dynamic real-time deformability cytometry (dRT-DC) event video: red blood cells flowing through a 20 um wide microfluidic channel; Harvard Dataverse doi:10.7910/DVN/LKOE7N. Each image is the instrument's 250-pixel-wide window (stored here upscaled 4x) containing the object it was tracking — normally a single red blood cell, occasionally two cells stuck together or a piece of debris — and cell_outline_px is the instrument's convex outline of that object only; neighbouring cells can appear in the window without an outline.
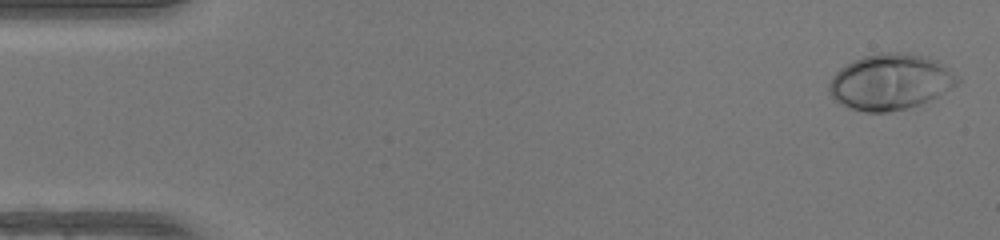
{"species": "human", "species_latin": "Homo sapiens", "temperature_condition": "warm", "stored_images_in_passage": 49, "camera_frame_rate_fps": 3000, "um_per_image_px": 0.085, "donor": {"sex": "female"}, "frame": {"image": 1, "passage_image": 2, "time_ms": 0.333, "image_size_px": [1000, 240], "cell_outline_px": [[960, 80], [956, 84], [936, 96], [920, 104], [908, 108], [888, 112], [864, 112], [840, 104], [828, 92], [828, 84], [832, 76], [840, 68], [864, 56], [880, 52], [904, 52], [928, 56], [944, 64]], "centroid_in_image_um": [75.66, 6.95], "position_along_channel_um": 9.3, "area_um2": 41.56}}
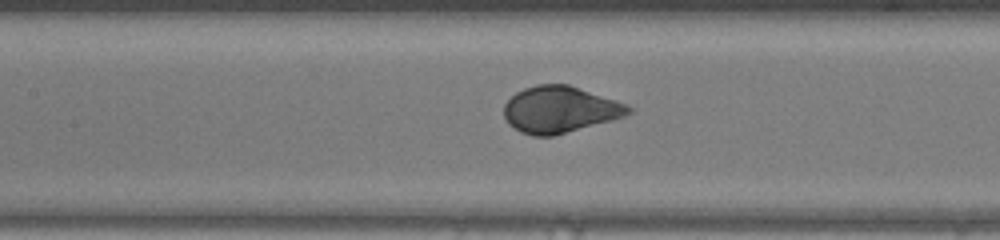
{"frame": {"image": 2, "passage_image": 23, "time_ms": 7.333, "image_size_px": [1000, 240], "cell_outline_px": [[632, 112], [624, 116], [612, 120], [552, 136], [532, 136], [520, 132], [512, 128], [508, 124], [504, 116], [504, 104], [516, 92], [524, 88], [536, 84], [568, 84], [628, 104], [632, 108]], "centroid_in_image_um": [47.57, 9.31], "position_along_channel_um": 159.8, "area_um2": 33.81}}
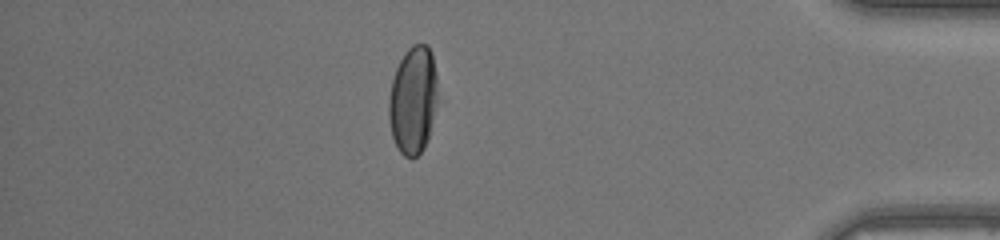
{"frame": {"image": 3, "passage_image": 43, "time_ms": 14.0, "image_size_px": [1000, 240], "cell_outline_px": [[436, 100], [428, 140], [424, 148], [412, 160], [404, 156], [400, 152], [392, 136], [388, 116], [388, 100], [392, 80], [396, 68], [404, 52], [412, 44], [428, 44], [432, 52], [436, 76]], "centroid_in_image_um": [35.09, 8.5], "position_along_channel_um": 400.1, "area_um2": 30.69}, "authors_computed_cell_mechanics": {"area_um2": 35.0268, "velocity_mm_per_s": 4.2023, "shape_relaxation_time_tau1_ms": 2.2891, "shape_relaxation_time_tau2_ms": null, "deformation_change_tau1": 0.1963, "deformation_change_tau2": null}}